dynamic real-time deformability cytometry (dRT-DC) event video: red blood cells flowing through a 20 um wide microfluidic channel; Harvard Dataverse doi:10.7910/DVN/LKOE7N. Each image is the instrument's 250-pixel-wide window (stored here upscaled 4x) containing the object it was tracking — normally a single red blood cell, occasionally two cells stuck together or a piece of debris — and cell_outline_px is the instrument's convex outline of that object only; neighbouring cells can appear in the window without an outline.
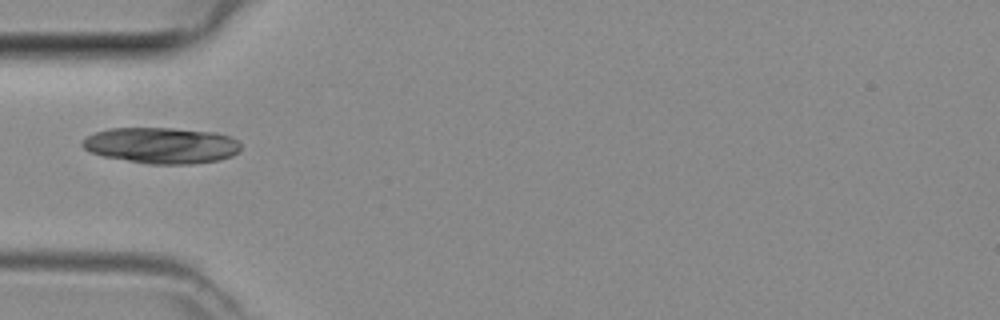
{"species": "common noctule bat (a hibernating species)", "species_latin": "Nyctalus noctula", "temperature_condition": "room temperature", "stored_images_in_passage": 12, "camera_frame_rate_fps": 3000, "um_per_image_px": 0.085, "animal": {"sex": "female", "body_mass_g": 29.2, "forearm_length_mm": 56.3}, "frame": {"image": 1, "passage_image": 1, "time_ms": 0.0, "image_size_px": [1000, 320], "cell_outline_px": [[240, 152], [232, 156], [220, 160], [192, 164], [148, 164], [104, 156], [92, 152], [84, 148], [80, 144], [88, 136], [96, 132], [108, 128], [176, 128], [216, 132], [232, 136], [240, 144]], "centroid_in_image_um": [13.78, 12.35], "position_along_channel_um": 71.2, "area_um2": 33.47}}
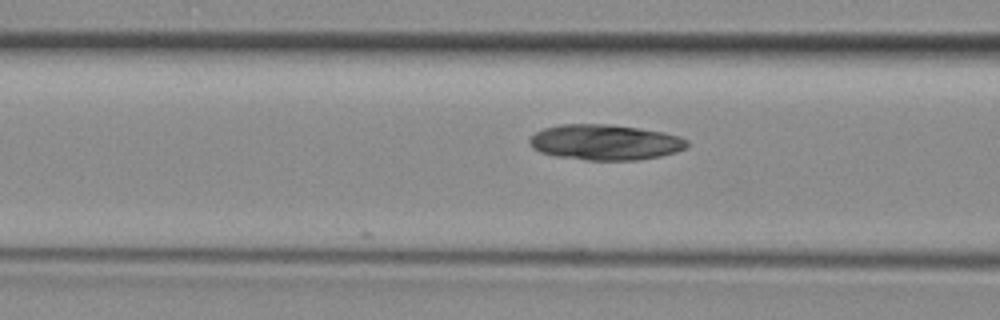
{"frame": {"image": 2, "passage_image": 4, "time_ms": 1.0, "image_size_px": [1000, 320], "cell_outline_px": [[688, 148], [676, 152], [660, 156], [640, 160], [584, 160], [556, 156], [540, 152], [532, 148], [528, 140], [536, 132], [544, 128], [560, 124], [608, 124], [640, 128], [664, 132], [680, 136], [688, 140]], "centroid_in_image_um": [51.46, 12.09], "position_along_channel_um": 115.1, "area_um2": 32.89}}
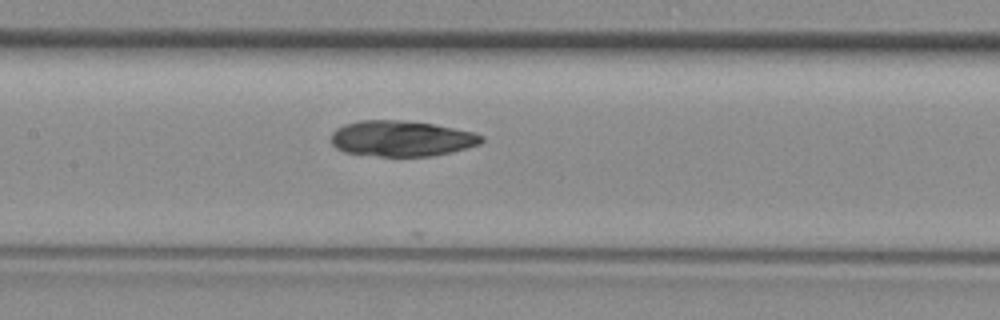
{"frame": {"image": 3, "passage_image": 8, "time_ms": 2.333, "image_size_px": [1000, 320], "cell_outline_px": [[484, 140], [480, 144], [452, 152], [432, 156], [380, 156], [344, 152], [336, 148], [332, 144], [332, 132], [336, 128], [344, 124], [360, 120], [400, 120], [432, 124], [472, 132], [484, 136]], "centroid_in_image_um": [34.11, 11.77], "position_along_channel_um": 173.3, "area_um2": 31.21}}